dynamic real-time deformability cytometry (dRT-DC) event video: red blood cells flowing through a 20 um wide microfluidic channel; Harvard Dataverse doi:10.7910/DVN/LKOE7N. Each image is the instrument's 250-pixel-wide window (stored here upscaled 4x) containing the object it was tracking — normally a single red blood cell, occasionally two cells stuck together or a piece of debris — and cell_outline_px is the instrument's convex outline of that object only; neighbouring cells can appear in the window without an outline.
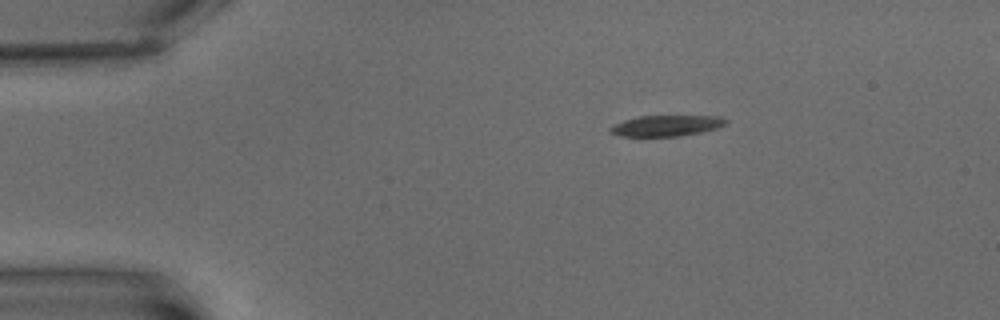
{"species": "common noctule bat (a hibernating species)", "species_latin": "Nyctalus noctula", "temperature_condition": "warm", "stored_images_in_passage": 6, "camera_frame_rate_fps": 3000, "um_per_image_px": 0.085, "animal": {"sex": "male", "body_mass_g": 15.6}, "frame": {"image": 1, "passage_image": 6, "time_ms": 7.0, "image_size_px": [1000, 320], "cell_outline_px": [[728, 120], [724, 124], [716, 128], [704, 132], [680, 136], [620, 136], [608, 132], [608, 128], [624, 120], [640, 116], [720, 116]], "centroid_in_image_um": [56.63, 10.69], "position_along_channel_um": 28.4, "area_um2": 14.05}}